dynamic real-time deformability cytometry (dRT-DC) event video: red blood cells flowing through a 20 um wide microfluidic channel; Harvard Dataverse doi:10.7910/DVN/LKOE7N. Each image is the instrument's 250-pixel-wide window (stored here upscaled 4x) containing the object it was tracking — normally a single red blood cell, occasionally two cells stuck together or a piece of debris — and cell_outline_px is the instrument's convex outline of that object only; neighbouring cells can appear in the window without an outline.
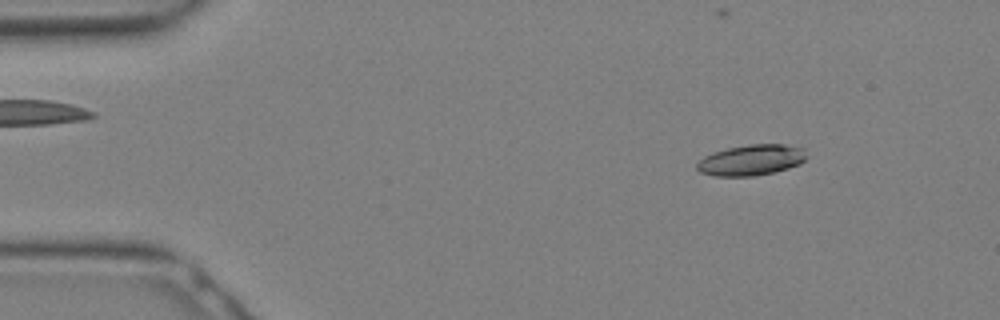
{"species": "Egyptian fruit bat (a non-hibernating species)", "species_latin": "Rousettus aegyptiacus", "temperature_condition": "warm", "stored_images_in_passage": 16, "camera_frame_rate_fps": 3000, "um_per_image_px": 0.085, "animal": {"sex": "female"}, "frame": {"image": 1, "passage_image": 4, "time_ms": 1.0, "image_size_px": [1000, 320], "cell_outline_px": [[808, 156], [800, 164], [788, 168], [756, 176], [712, 176], [700, 172], [696, 168], [696, 164], [704, 156], [712, 152], [728, 148], [748, 144], [784, 144], [804, 148]], "centroid_in_image_um": [63.86, 13.6], "position_along_channel_um": 21.1, "area_um2": 19.83}}
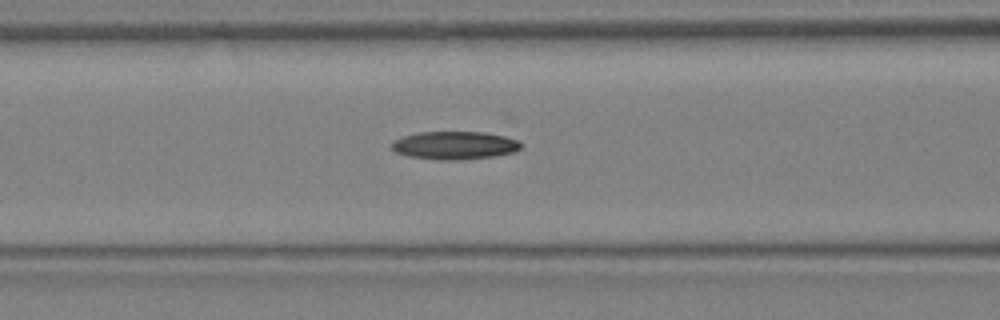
{"frame": {"image": 2, "passage_image": 12, "time_ms": 3.667, "image_size_px": [1000, 320], "cell_outline_px": [[520, 148], [512, 152], [492, 156], [460, 160], [440, 160], [408, 156], [396, 152], [388, 144], [392, 140], [404, 136], [420, 132], [484, 132], [504, 136], [516, 140], [520, 144]], "centroid_in_image_um": [38.56, 12.35], "position_along_channel_um": 128.0, "area_um2": 20.98}}
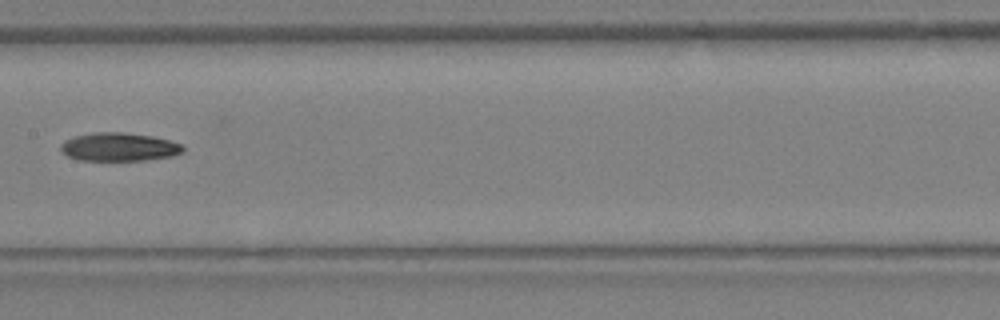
{"frame": {"image": 3, "passage_image": 15, "time_ms": 4.667, "image_size_px": [1000, 320], "cell_outline_px": [[184, 152], [172, 156], [144, 160], [76, 160], [60, 152], [60, 144], [64, 140], [76, 136], [96, 132], [124, 132], [152, 136], [184, 144]], "centroid_in_image_um": [10.11, 12.49], "position_along_channel_um": 197.3, "area_um2": 20.35}}